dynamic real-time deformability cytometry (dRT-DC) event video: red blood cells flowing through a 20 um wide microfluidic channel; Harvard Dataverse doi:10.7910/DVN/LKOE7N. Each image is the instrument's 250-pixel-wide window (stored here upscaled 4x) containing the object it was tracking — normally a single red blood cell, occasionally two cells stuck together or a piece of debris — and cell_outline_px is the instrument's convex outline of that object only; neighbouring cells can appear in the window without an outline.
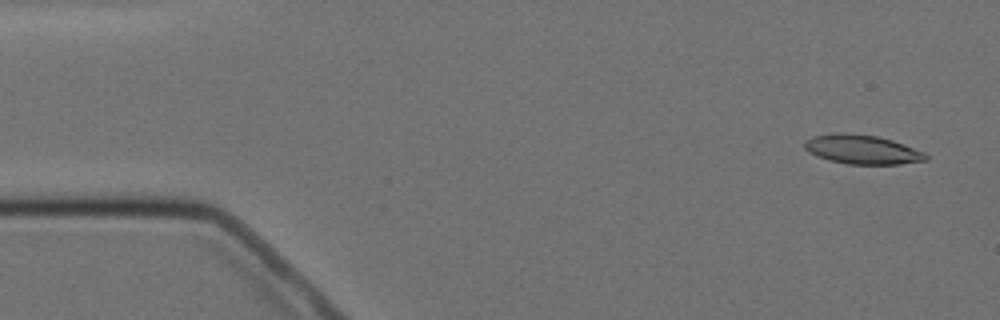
{"species": "Egyptian fruit bat (a non-hibernating species)", "species_latin": "Rousettus aegyptiacus", "temperature_condition": "cold", "stored_images_in_passage": 5, "camera_frame_rate_fps": 3000, "um_per_image_px": 0.085, "animal": {"sex": "female"}, "frame": {"image": 1, "passage_image": 1, "time_ms": 0.0, "image_size_px": [1000, 320], "cell_outline_px": [[928, 160], [900, 164], [848, 164], [828, 160], [816, 156], [808, 152], [804, 148], [804, 140], [812, 136], [836, 132], [844, 132], [876, 136], [892, 140], [904, 144], [924, 152], [928, 156]], "centroid_in_image_um": [73.25, 12.7], "position_along_channel_um": 11.8, "area_um2": 20.81}}
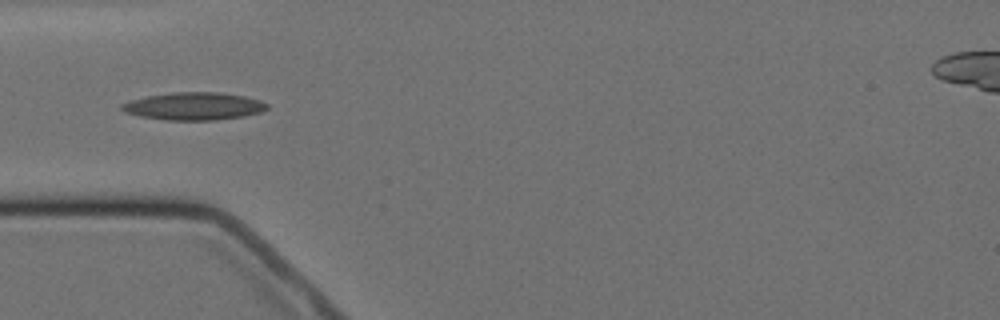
{"frame": {"image": 2, "passage_image": 5, "time_ms": 4.667, "image_size_px": [1000, 320], "cell_outline_px": [[268, 108], [260, 112], [244, 116], [216, 120], [164, 120], [140, 116], [124, 112], [120, 108], [120, 104], [132, 100], [148, 96], [172, 92], [220, 92], [244, 96], [260, 100], [268, 104]], "centroid_in_image_um": [16.48, 9.03], "position_along_channel_um": 68.5, "area_um2": 23.41}}